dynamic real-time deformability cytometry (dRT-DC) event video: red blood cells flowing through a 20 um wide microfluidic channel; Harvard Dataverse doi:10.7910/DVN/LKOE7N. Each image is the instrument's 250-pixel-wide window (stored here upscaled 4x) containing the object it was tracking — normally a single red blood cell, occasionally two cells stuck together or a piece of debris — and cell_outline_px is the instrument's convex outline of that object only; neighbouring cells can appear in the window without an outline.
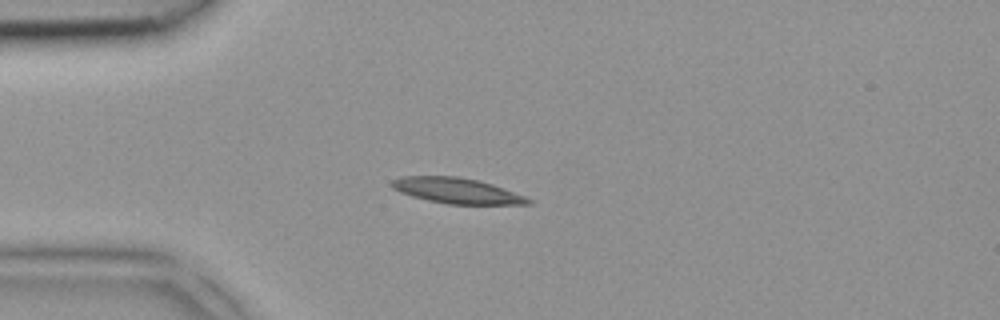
{"species": "common noctule bat (a hibernating species)", "species_latin": "Nyctalus noctula", "temperature_condition": "room temperature", "stored_images_in_passage": 3, "camera_frame_rate_fps": 3000, "um_per_image_px": 0.085, "animal": {"sex": "female", "body_mass_g": 18.4}, "frame": {"image": 1, "passage_image": 2, "time_ms": 0.333, "image_size_px": [1000, 320], "cell_outline_px": [[536, 200], [532, 204], [448, 204], [428, 200], [412, 196], [400, 192], [392, 188], [392, 180], [400, 176], [456, 176], [476, 180], [492, 184], [504, 188]], "centroid_in_image_um": [38.87, 16.21], "position_along_channel_um": 46.1, "area_um2": 20.29}}